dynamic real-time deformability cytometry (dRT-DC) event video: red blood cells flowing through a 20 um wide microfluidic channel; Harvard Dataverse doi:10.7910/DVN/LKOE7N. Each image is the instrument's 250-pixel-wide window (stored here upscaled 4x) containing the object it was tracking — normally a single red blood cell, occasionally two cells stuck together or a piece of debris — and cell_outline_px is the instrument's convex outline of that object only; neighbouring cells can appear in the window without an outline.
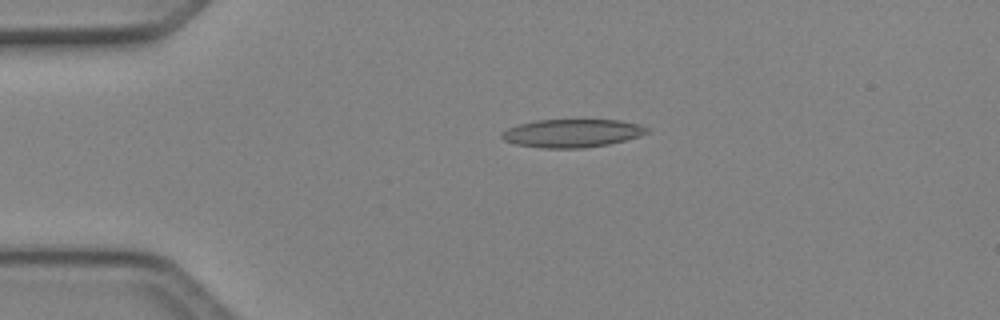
{"species": "Egyptian fruit bat (a non-hibernating species)", "species_latin": "Rousettus aegyptiacus", "temperature_condition": "cold", "stored_images_in_passage": 4, "camera_frame_rate_fps": 3000, "um_per_image_px": 0.085, "animal": {"sex": "female"}, "frame": {"image": 1, "passage_image": 3, "time_ms": 0.667, "image_size_px": [1000, 320], "cell_outline_px": [[648, 132], [640, 136], [608, 144], [584, 148], [544, 148], [516, 144], [504, 140], [500, 136], [508, 128], [520, 124], [536, 120], [620, 120], [640, 124], [648, 128]], "centroid_in_image_um": [48.65, 11.32], "position_along_channel_um": 36.4, "area_um2": 23.64}}